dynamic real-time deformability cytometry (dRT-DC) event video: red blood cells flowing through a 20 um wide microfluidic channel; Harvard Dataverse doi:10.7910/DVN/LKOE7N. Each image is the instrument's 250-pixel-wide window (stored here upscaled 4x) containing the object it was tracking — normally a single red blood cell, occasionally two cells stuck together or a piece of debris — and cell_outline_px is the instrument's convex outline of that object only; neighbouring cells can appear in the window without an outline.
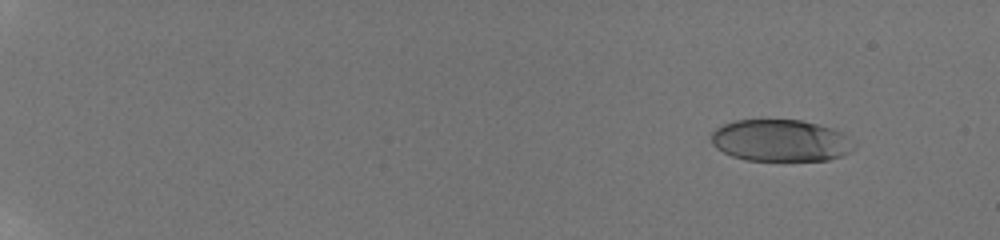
{"species": "human", "species_latin": "Homo sapiens", "temperature_condition": "room temperature", "stored_images_in_passage": 56, "camera_frame_rate_fps": 3000, "um_per_image_px": 0.085, "donor": {"sex": "male"}, "frame": {"image": 1, "passage_image": 5, "time_ms": 1.333, "image_size_px": [1000, 240], "cell_outline_px": [[856, 148], [840, 156], [828, 160], [744, 160], [732, 156], [716, 148], [712, 144], [712, 132], [716, 128], [724, 124], [736, 120], [760, 116], [800, 120], [820, 124], [832, 128], [856, 140]], "centroid_in_image_um": [66.35, 11.89], "position_along_channel_um": 18.6, "area_um2": 35.89}}
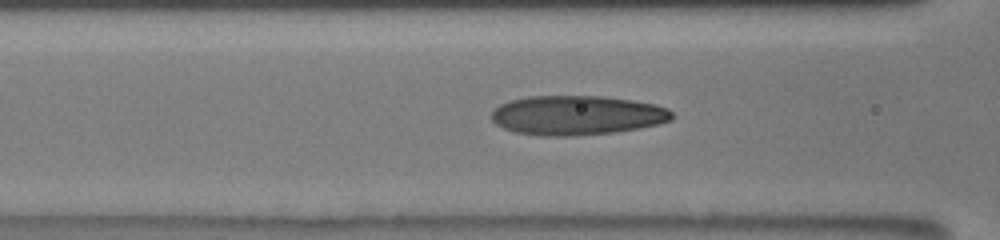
{"frame": {"image": 2, "passage_image": 27, "time_ms": 8.667, "image_size_px": [1000, 240], "cell_outline_px": [[672, 120], [660, 124], [640, 128], [612, 132], [576, 136], [540, 136], [512, 132], [496, 124], [492, 120], [492, 112], [500, 104], [512, 100], [528, 96], [604, 96], [632, 100], [656, 104], [668, 108], [672, 112]], "centroid_in_image_um": [49.05, 9.8], "position_along_channel_um": 117.5, "area_um2": 41.73}}
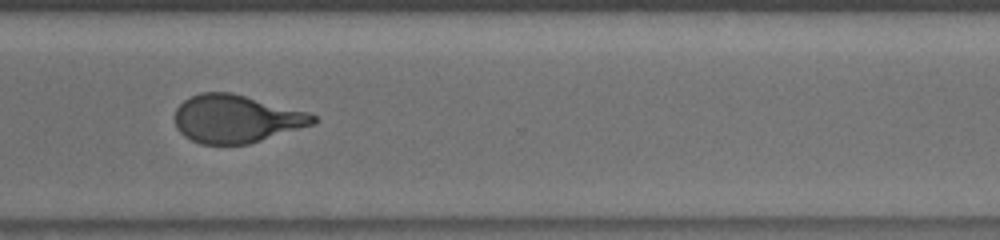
{"frame": {"image": 3, "passage_image": 45, "time_ms": 14.667, "image_size_px": [1000, 240], "cell_outline_px": [[316, 124], [248, 144], [200, 144], [184, 136], [176, 128], [176, 108], [184, 100], [200, 92], [232, 92], [308, 112], [316, 116]], "centroid_in_image_um": [20.09, 10.1], "position_along_channel_um": 350.5, "area_um2": 38.61}, "authors_computed_cell_mechanics": {"area_um2": 39.015, "velocity_mm_per_s": 3.8921, "shape_relaxation_time_tau1_ms": 5.1022, "shape_relaxation_time_tau2_ms": 0.8894, "deformation_change_tau1": 0.2191, "deformation_change_tau2": 0.0926}}